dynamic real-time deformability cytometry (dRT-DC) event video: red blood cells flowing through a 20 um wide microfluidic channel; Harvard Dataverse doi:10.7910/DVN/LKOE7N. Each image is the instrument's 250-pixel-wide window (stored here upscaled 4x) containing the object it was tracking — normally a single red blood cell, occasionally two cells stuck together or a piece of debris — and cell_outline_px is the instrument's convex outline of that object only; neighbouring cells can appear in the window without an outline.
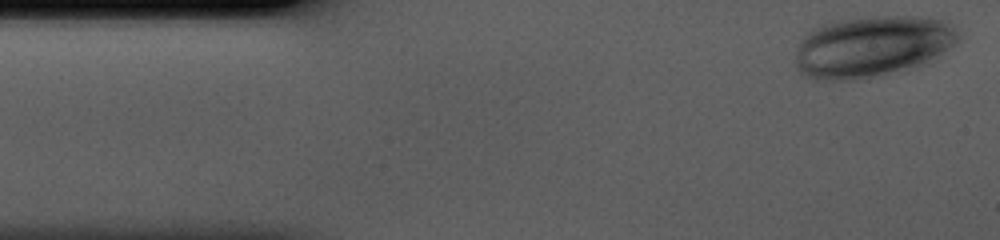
{"species": "human", "species_latin": "Homo sapiens", "temperature_condition": "cold", "stored_images_in_passage": 37, "camera_frame_rate_fps": 3000, "um_per_image_px": 0.085, "donor": {"sex": "male"}, "frame": {"image": 1, "passage_image": 1, "time_ms": 0.0, "image_size_px": [1000, 240], "cell_outline_px": [[960, 40], [916, 68], [904, 72], [856, 80], [816, 80], [804, 76], [796, 68], [796, 48], [800, 40], [812, 28], [820, 24], [836, 20], [872, 16], [912, 16], [940, 20], [952, 28], [960, 36]], "centroid_in_image_um": [74.05, 3.97], "position_along_channel_um": 10.9, "area_um2": 58.49}}
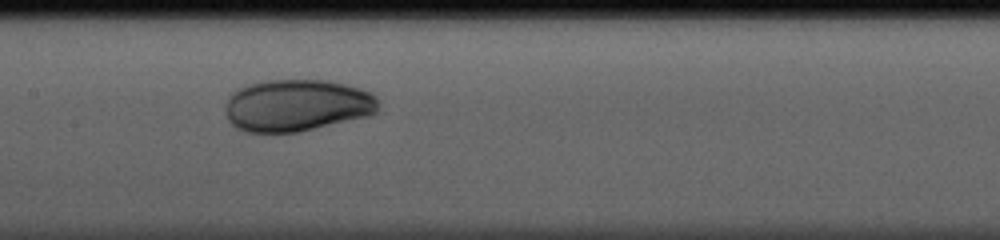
{"frame": {"image": 2, "passage_image": 19, "time_ms": 6.0, "image_size_px": [1000, 240], "cell_outline_px": [[376, 112], [368, 116], [296, 132], [244, 132], [236, 128], [228, 120], [224, 112], [224, 108], [228, 96], [236, 88], [244, 84], [264, 80], [328, 80], [360, 88], [376, 96]], "centroid_in_image_um": [25.14, 8.94], "position_along_channel_um": 182.3, "area_um2": 46.59}}
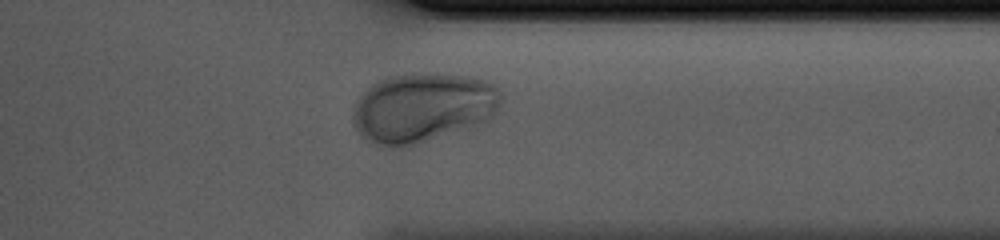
{"frame": {"image": 3, "passage_image": 33, "time_ms": 10.667, "image_size_px": [1000, 240], "cell_outline_px": [[500, 104], [492, 116], [484, 120], [416, 144], [400, 148], [368, 144], [360, 136], [352, 124], [352, 108], [356, 100], [372, 84], [388, 76], [412, 72], [428, 72], [472, 76], [488, 80], [496, 84], [500, 88]], "centroid_in_image_um": [35.86, 9.11], "position_along_channel_um": 375.5, "area_um2": 60.46}}